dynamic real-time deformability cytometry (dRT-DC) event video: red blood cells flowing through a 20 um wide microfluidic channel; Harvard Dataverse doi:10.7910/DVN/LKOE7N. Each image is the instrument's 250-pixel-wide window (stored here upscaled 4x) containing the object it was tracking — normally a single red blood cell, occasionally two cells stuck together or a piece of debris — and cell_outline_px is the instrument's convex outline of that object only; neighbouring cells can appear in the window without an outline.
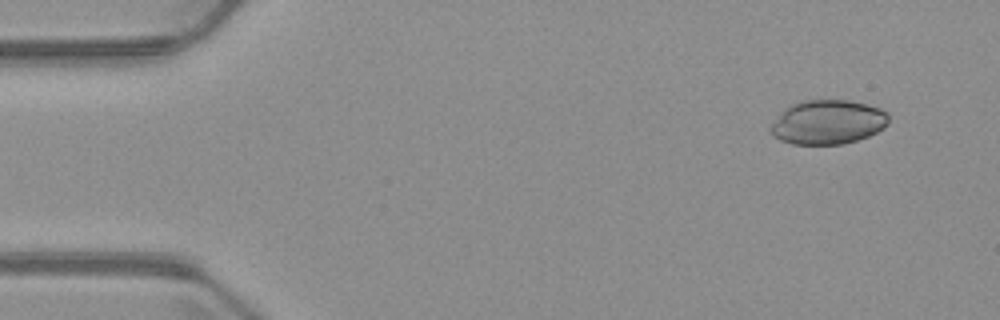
{"species": "common noctule bat (a hibernating species)", "species_latin": "Nyctalus noctula", "temperature_condition": "warm", "stored_images_in_passage": 5, "camera_frame_rate_fps": 3000, "um_per_image_px": 0.085, "animal": {"sex": "male", "body_mass_g": 23.1, "forearm_length_mm": 52.7}, "frame": {"image": 1, "passage_image": 1, "time_ms": 0.0, "image_size_px": [1000, 320], "cell_outline_px": [[888, 124], [884, 128], [868, 136], [844, 144], [792, 144], [780, 140], [772, 136], [768, 128], [784, 108], [800, 100], [852, 100], [868, 104], [880, 108], [888, 112]], "centroid_in_image_um": [70.35, 10.37], "position_along_channel_um": 14.6, "area_um2": 30.81}}